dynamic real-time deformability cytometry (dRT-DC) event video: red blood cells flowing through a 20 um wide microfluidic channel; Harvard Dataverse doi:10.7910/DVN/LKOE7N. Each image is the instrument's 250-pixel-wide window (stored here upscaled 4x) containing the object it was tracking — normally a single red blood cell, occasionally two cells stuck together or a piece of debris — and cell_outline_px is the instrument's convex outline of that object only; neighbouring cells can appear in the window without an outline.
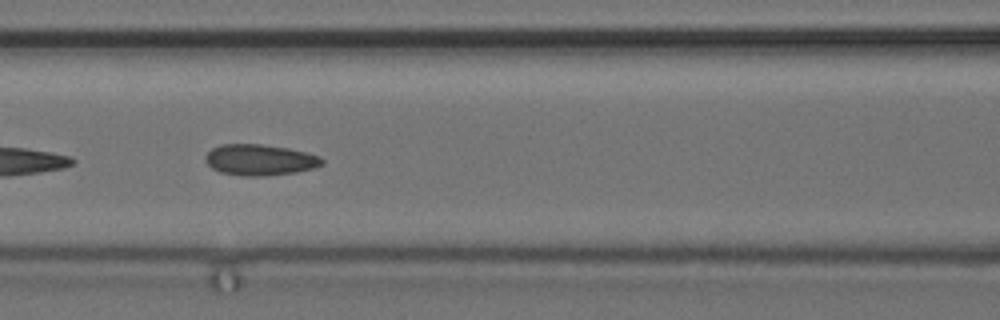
{"species": "common noctule bat (a hibernating species)", "species_latin": "Nyctalus noctula", "temperature_condition": "cold", "stored_images_in_passage": 7, "camera_frame_rate_fps": 3000, "um_per_image_px": 0.085, "animal": {"sex": "female", "body_mass_g": 24.6, "forearm_length_mm": 56.2}, "frame": {"image": 1, "passage_image": 7, "time_ms": 2.0, "image_size_px": [1000, 320], "cell_outline_px": [[324, 164], [316, 168], [296, 172], [264, 176], [240, 176], [220, 172], [212, 168], [204, 160], [204, 156], [212, 148], [220, 144], [260, 144], [288, 148], [308, 152], [320, 156], [324, 160]], "centroid_in_image_um": [22.1, 13.59], "position_along_channel_um": 144.5, "area_um2": 21.39}}